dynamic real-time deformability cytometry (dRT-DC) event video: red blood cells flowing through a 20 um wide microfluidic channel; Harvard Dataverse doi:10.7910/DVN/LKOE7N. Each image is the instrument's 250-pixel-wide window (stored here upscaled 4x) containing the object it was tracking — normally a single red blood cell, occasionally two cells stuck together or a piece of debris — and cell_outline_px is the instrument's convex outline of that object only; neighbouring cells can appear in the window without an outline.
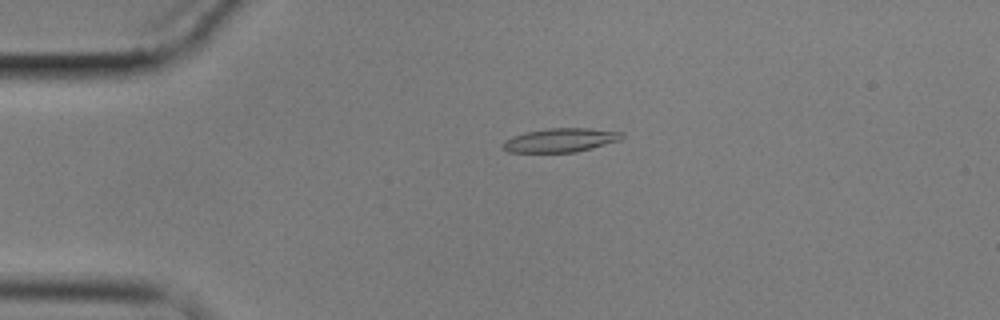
{"species": "common noctule bat (a hibernating species)", "species_latin": "Nyctalus noctula", "temperature_condition": "cold", "stored_images_in_passage": 5, "camera_frame_rate_fps": 3000, "um_per_image_px": 0.085, "animal": {"sex": "male", "body_mass_g": 17.9}, "frame": {"image": 1, "passage_image": 4, "time_ms": 3.667, "image_size_px": [1000, 320], "cell_outline_px": [[624, 136], [620, 140], [592, 148], [576, 152], [508, 152], [500, 148], [500, 144], [504, 140], [512, 136], [528, 132], [548, 128], [588, 128], [624, 132]], "centroid_in_image_um": [47.61, 11.91], "position_along_channel_um": 37.4, "area_um2": 16.65}}